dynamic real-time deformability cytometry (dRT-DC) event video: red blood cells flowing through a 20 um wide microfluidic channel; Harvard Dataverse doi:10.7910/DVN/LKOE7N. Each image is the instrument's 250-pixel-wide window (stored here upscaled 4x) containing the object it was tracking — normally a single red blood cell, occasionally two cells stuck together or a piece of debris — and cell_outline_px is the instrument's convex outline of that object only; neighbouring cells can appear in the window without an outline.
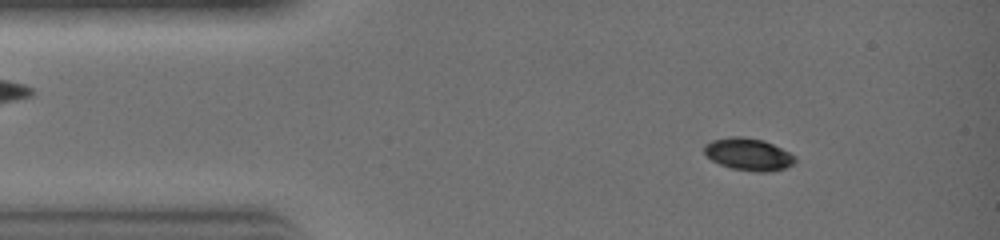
{"species": "common noctule bat (a hibernating species)", "species_latin": "Nyctalus noctula", "temperature_condition": "warm", "stored_images_in_passage": 19, "camera_frame_rate_fps": 3000, "um_per_image_px": 0.085, "animal": {"sex": "female", "body_mass_g": 19.0, "forearm_length_mm": 51.5}, "frame": {"image": 1, "passage_image": 3, "time_ms": 0.667, "image_size_px": [1000, 240], "cell_outline_px": [[796, 160], [792, 164], [784, 168], [768, 172], [756, 172], [732, 168], [720, 164], [712, 160], [704, 152], [704, 144], [712, 140], [728, 136], [744, 136], [764, 140], [796, 156]], "centroid_in_image_um": [63.6, 13.1], "position_along_channel_um": 21.4, "area_um2": 17.05}}
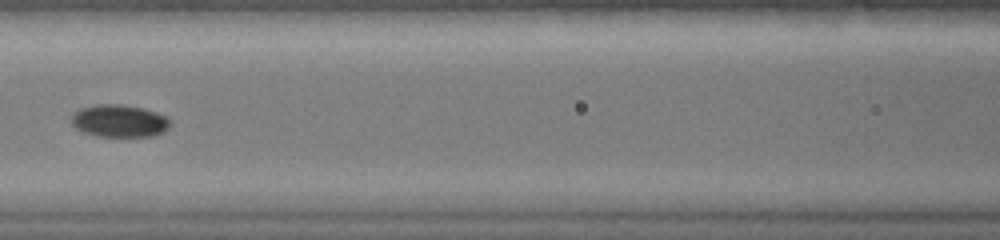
{"frame": {"image": 2, "passage_image": 12, "time_ms": 3.667, "image_size_px": [1000, 240], "cell_outline_px": [[172, 124], [164, 132], [156, 136], [96, 136], [84, 132], [76, 128], [68, 120], [72, 112], [80, 108], [96, 104], [120, 104], [140, 108], [156, 112], [168, 116], [172, 120]], "centroid_in_image_um": [10.14, 10.27], "position_along_channel_um": 156.5, "area_um2": 19.07}}
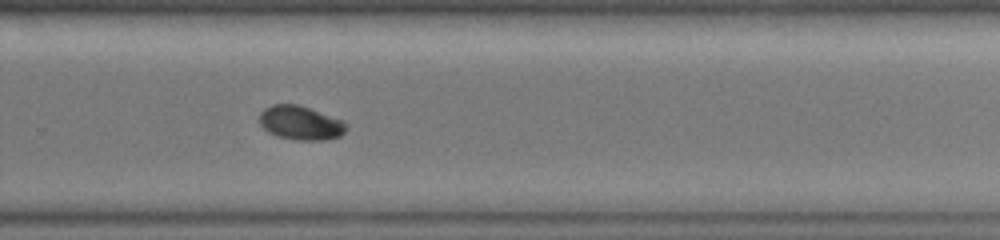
{"frame": {"image": 3, "passage_image": 19, "time_ms": 6.0, "image_size_px": [1000, 240], "cell_outline_px": [[344, 132], [340, 136], [324, 140], [296, 140], [276, 136], [268, 132], [260, 124], [260, 112], [264, 108], [272, 104], [296, 104], [344, 120]], "centroid_in_image_um": [25.51, 10.45], "position_along_channel_um": 304.3, "area_um2": 17.05}}